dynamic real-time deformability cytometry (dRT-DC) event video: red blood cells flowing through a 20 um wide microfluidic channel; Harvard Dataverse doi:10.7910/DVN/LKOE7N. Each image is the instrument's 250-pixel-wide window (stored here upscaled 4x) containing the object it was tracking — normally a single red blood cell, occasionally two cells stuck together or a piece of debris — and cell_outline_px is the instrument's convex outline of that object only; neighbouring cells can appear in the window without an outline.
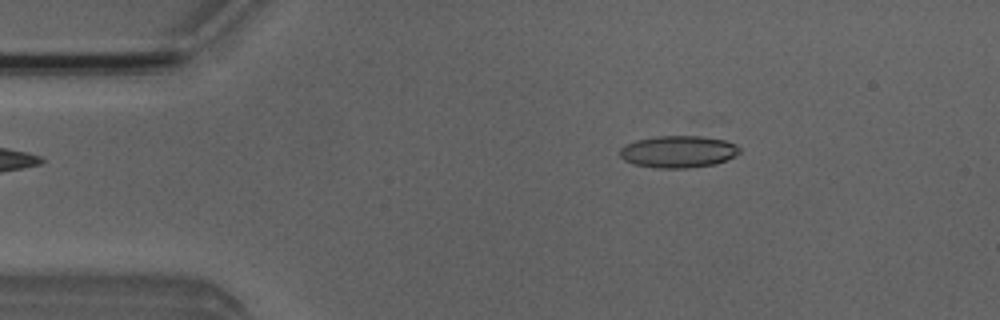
{"species": "Egyptian fruit bat (a non-hibernating species)", "species_latin": "Rousettus aegyptiacus", "temperature_condition": "room temperature", "stored_images_in_passage": 6, "camera_frame_rate_fps": 3000, "um_per_image_px": 0.085, "animal": {"sex": "male"}, "frame": {"image": 1, "passage_image": 1, "time_ms": 0.0, "image_size_px": [1000, 320], "cell_outline_px": [[740, 152], [736, 156], [712, 164], [688, 168], [656, 168], [632, 164], [624, 160], [620, 156], [620, 148], [624, 144], [636, 140], [656, 136], [692, 132], [724, 140], [736, 144], [740, 148]], "centroid_in_image_um": [57.65, 12.83], "position_along_channel_um": 27.3, "area_um2": 23.24}}
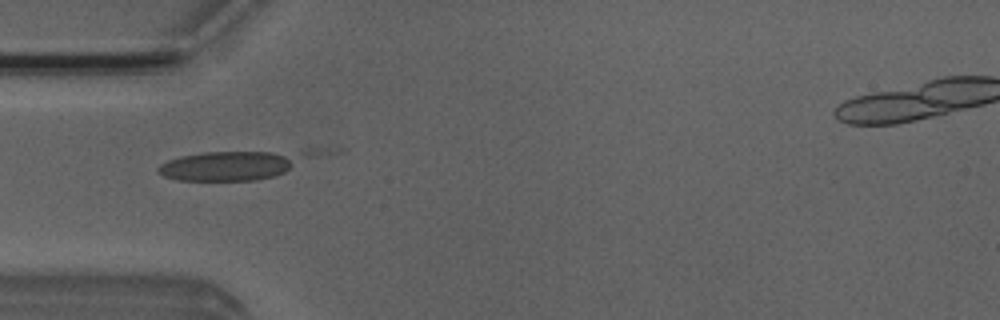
{"frame": {"image": 2, "passage_image": 3, "time_ms": 2.333, "image_size_px": [1000, 320], "cell_outline_px": [[296, 156], [292, 164], [284, 172], [272, 176], [256, 180], [180, 180], [164, 176], [156, 172], [156, 168], [160, 164], [168, 160], [184, 156], [204, 152], [272, 152]], "centroid_in_image_um": [19.23, 14.11], "position_along_channel_um": 65.8, "area_um2": 23.41}}